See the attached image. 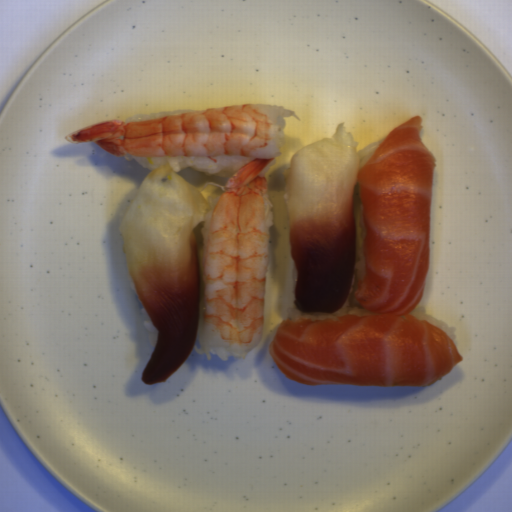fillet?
<instances>
[{
  "label": "fillet",
  "mask_w": 512,
  "mask_h": 512,
  "mask_svg": "<svg viewBox=\"0 0 512 512\" xmlns=\"http://www.w3.org/2000/svg\"><path fill=\"white\" fill-rule=\"evenodd\" d=\"M422 117L387 134L361 166L344 122L333 137L297 151L284 173L293 305L334 314L352 289L356 260L354 187L364 222V277L354 297L371 316L285 318L269 355L299 384L431 386L463 356L447 332L412 313L429 270L436 157Z\"/></svg>",
  "instance_id": "25842a12"
},
{
  "label": "fillet",
  "mask_w": 512,
  "mask_h": 512,
  "mask_svg": "<svg viewBox=\"0 0 512 512\" xmlns=\"http://www.w3.org/2000/svg\"><path fill=\"white\" fill-rule=\"evenodd\" d=\"M209 203L169 164L148 173L120 224L127 267L158 335L140 379L165 382L196 342L201 262L198 228Z\"/></svg>",
  "instance_id": "e2c912f1"
}]
</instances>
